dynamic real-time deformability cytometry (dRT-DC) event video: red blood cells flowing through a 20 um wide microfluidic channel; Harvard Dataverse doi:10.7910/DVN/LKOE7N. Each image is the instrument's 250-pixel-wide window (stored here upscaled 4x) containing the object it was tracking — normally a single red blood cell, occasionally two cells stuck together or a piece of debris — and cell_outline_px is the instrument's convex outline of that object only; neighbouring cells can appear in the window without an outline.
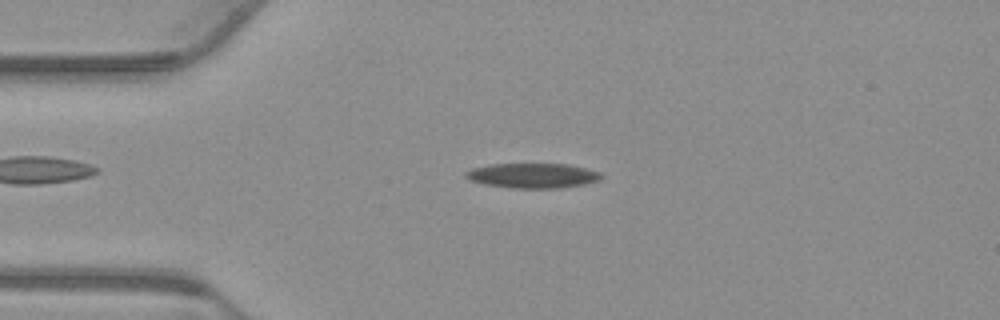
{"species": "common noctule bat (a hibernating species)", "species_latin": "Nyctalus noctula", "temperature_condition": "warm", "stored_images_in_passage": 55, "camera_frame_rate_fps": 3000, "um_per_image_px": 0.085, "animal": {"sex": "male", "body_mass_g": 23.1, "forearm_length_mm": 52.7}, "frame": {"image": 1, "passage_image": 12, "time_ms": 3.667, "image_size_px": [1000, 320], "cell_outline_px": [[604, 176], [600, 180], [584, 184], [560, 188], [512, 188], [484, 184], [468, 180], [464, 176], [464, 172], [472, 168], [492, 164], [568, 164], [600, 172]], "centroid_in_image_um": [45.26, 14.93], "position_along_channel_um": 39.7, "area_um2": 19.71}}
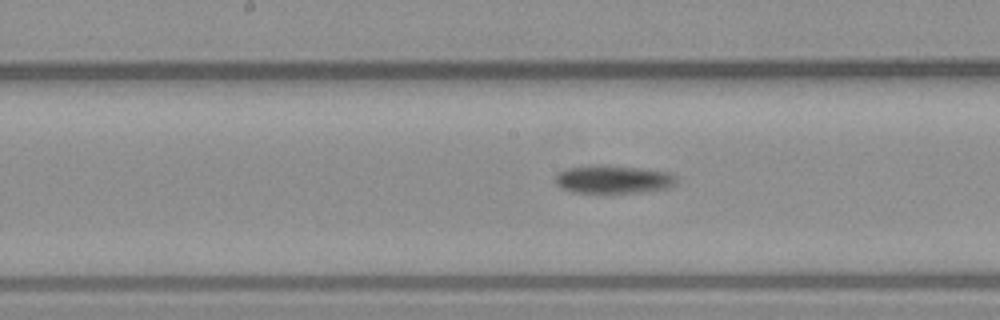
{"frame": {"image": 2, "passage_image": 27, "time_ms": 8.667, "image_size_px": [1000, 320], "cell_outline_px": [[676, 180], [668, 188], [640, 192], [604, 196], [572, 192], [560, 188], [556, 184], [556, 172], [568, 168], [592, 164], [600, 164], [636, 168], [668, 172], [676, 176]], "centroid_in_image_um": [52.02, 15.29], "position_along_channel_um": 196.2, "area_um2": 20.69}}
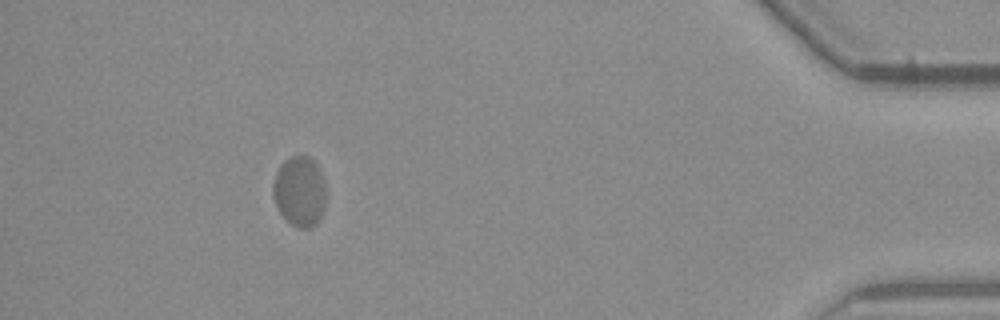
{"frame": {"image": 3, "passage_image": 50, "time_ms": 16.333, "image_size_px": [1000, 320], "cell_outline_px": [[324, 208], [316, 224], [312, 228], [296, 228], [280, 212], [276, 204], [272, 192], [272, 184], [276, 172], [280, 164], [284, 160], [292, 156], [308, 156], [316, 160], [324, 176]], "centroid_in_image_um": [25.47, 16.23], "position_along_channel_um": 409.7, "area_um2": 21.85}}